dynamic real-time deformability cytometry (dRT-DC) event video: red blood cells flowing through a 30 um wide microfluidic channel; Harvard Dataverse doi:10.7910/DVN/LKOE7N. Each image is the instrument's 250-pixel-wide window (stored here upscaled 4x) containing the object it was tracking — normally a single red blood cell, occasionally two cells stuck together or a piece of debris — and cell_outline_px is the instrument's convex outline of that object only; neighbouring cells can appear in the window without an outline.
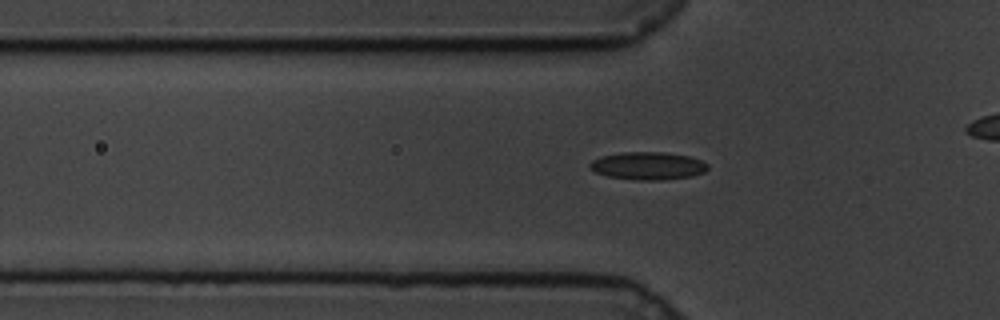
{"species": "common noctule bat (a hibernating species)", "species_latin": "Nyctalus noctula", "temperature_condition": "cold", "stored_images_in_passage": 48, "camera_frame_rate_fps": 3000, "um_per_image_px": 0.085, "animal": {"sex": "male", "body_mass_g": 19.5, "forearm_length_mm": 54.6}, "frame": {"image": 1, "passage_image": 19, "time_ms": 6.0, "image_size_px": [1000, 320], "cell_outline_px": [[708, 168], [704, 172], [692, 176], [660, 180], [636, 180], [608, 176], [596, 172], [588, 164], [592, 160], [600, 156], [624, 152], [664, 152], [688, 156], [700, 160], [708, 164]], "centroid_in_image_um": [55.07, 14.09], "position_along_channel_um": 70.7, "area_um2": 18.96}}
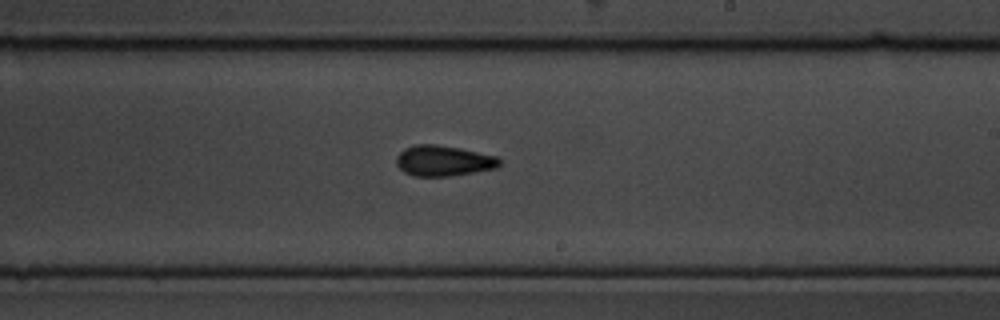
{"frame": {"image": 2, "passage_image": 35, "time_ms": 11.333, "image_size_px": [1000, 320], "cell_outline_px": [[500, 164], [496, 168], [448, 176], [412, 176], [404, 172], [396, 164], [396, 156], [404, 148], [416, 144], [432, 144], [460, 148], [496, 156], [500, 160]], "centroid_in_image_um": [37.65, 13.66], "position_along_channel_um": 251.3, "area_um2": 18.26}}
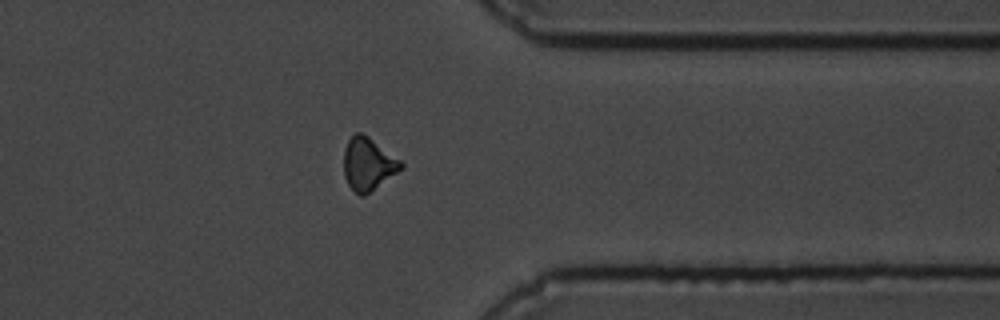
{"frame": {"image": 3, "passage_image": 47, "time_ms": 15.333, "image_size_px": [1000, 320], "cell_outline_px": [[404, 168], [364, 196], [360, 196], [348, 184], [344, 176], [344, 148], [348, 140], [356, 132], [360, 132], [368, 136], [400, 160], [404, 164]], "centroid_in_image_um": [31.29, 13.94], "position_along_channel_um": 380.1, "area_um2": 17.46}}